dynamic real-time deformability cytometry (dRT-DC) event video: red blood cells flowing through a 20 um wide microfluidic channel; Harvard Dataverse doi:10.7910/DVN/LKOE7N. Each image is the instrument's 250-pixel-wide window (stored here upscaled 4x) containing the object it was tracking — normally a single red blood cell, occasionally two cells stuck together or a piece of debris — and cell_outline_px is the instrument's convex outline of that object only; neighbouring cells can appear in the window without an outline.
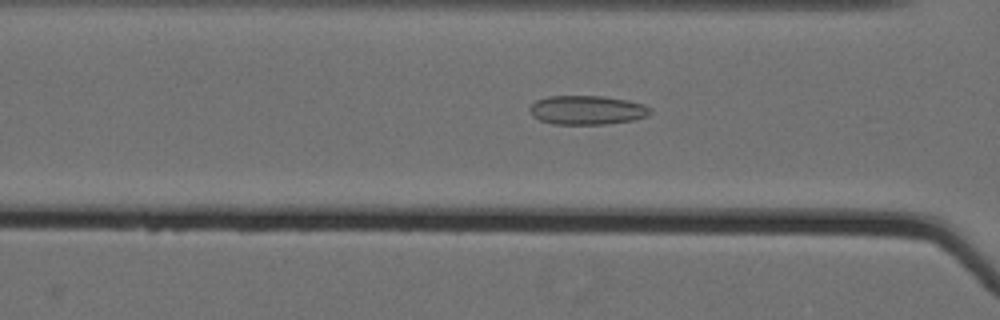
{"species": "Egyptian fruit bat (a non-hibernating species)", "species_latin": "Rousettus aegyptiacus", "temperature_condition": "cold", "stored_images_in_passage": 62, "camera_frame_rate_fps": 3000, "um_per_image_px": 0.085, "animal": {"sex": "female"}, "frame": {"image": 1, "passage_image": 30, "time_ms": 9.667, "image_size_px": [1000, 320], "cell_outline_px": [[652, 112], [648, 116], [632, 120], [608, 124], [552, 124], [540, 120], [532, 116], [528, 108], [536, 100], [548, 96], [604, 96], [628, 100], [644, 104], [652, 108]], "centroid_in_image_um": [49.91, 9.35], "position_along_channel_um": 116.7, "area_um2": 20.63}}
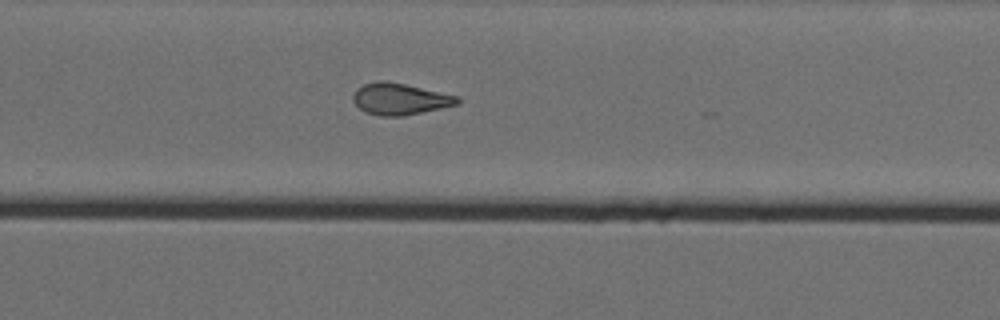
{"frame": {"image": 2, "passage_image": 45, "time_ms": 14.667, "image_size_px": [1000, 320], "cell_outline_px": [[460, 104], [404, 116], [380, 116], [364, 112], [352, 100], [352, 96], [356, 88], [364, 84], [376, 80], [388, 80], [460, 96]], "centroid_in_image_um": [33.99, 8.4], "position_along_channel_um": 295.8, "area_um2": 19.54}}
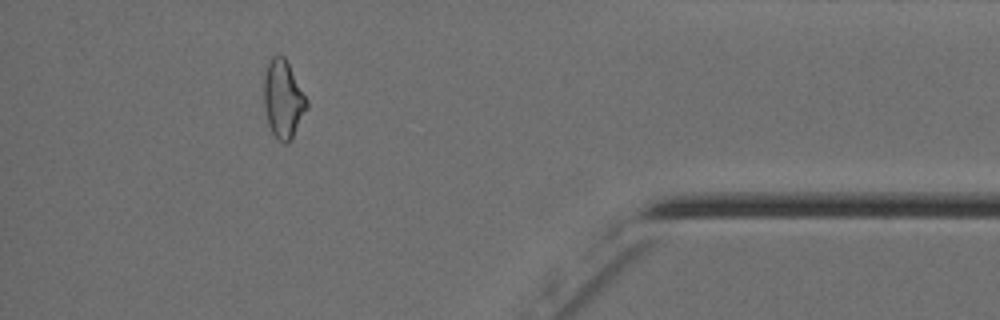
{"frame": {"image": 3, "passage_image": 57, "time_ms": 18.667, "image_size_px": [1000, 320], "cell_outline_px": [[308, 108], [292, 136], [284, 144], [272, 132], [268, 124], [264, 104], [264, 76], [268, 64], [272, 56], [280, 52], [284, 56], [308, 100]], "centroid_in_image_um": [24.07, 8.38], "position_along_channel_um": 411.1, "area_um2": 19.19}, "authors_computed_cell_mechanics": {"area_um2": 21.1259, "velocity_mm_per_s": 3.5869, "shape_relaxation_time_tau1_ms": null, "shape_relaxation_time_tau2_ms": 2.4926, "deformation_change_tau1": null, "deformation_change_tau2": 0.1058}}